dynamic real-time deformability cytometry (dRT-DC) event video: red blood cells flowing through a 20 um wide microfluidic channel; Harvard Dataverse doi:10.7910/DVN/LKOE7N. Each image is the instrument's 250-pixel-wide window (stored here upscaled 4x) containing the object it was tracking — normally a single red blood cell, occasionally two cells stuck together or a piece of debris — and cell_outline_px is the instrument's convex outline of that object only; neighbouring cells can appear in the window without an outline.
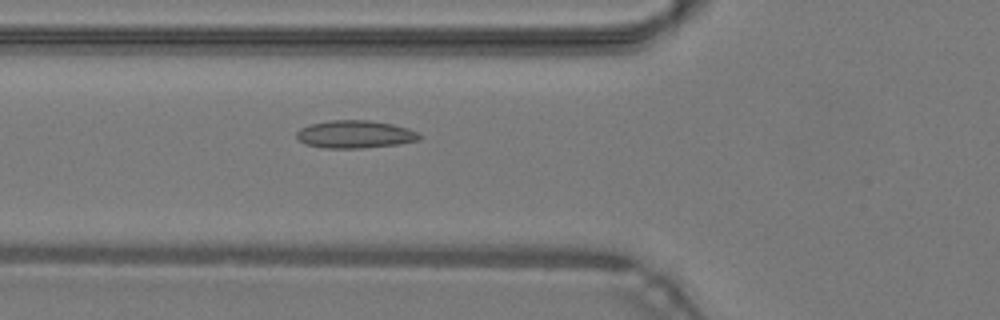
{"species": "common noctule bat (a hibernating species)", "species_latin": "Nyctalus noctula", "temperature_condition": "warm", "stored_images_in_passage": 48, "camera_frame_rate_fps": 3000, "um_per_image_px": 0.085, "animal": {"sex": "male", "body_mass_g": 19.2, "forearm_length_mm": 51.8}, "frame": {"image": 1, "passage_image": 18, "time_ms": 5.667, "image_size_px": [1000, 320], "cell_outline_px": [[424, 136], [420, 140], [396, 144], [360, 148], [324, 148], [304, 144], [296, 136], [296, 132], [300, 128], [312, 124], [328, 120], [368, 120], [392, 124], [408, 128], [420, 132]], "centroid_in_image_um": [30.21, 11.41], "position_along_channel_um": 95.6, "area_um2": 19.94}}
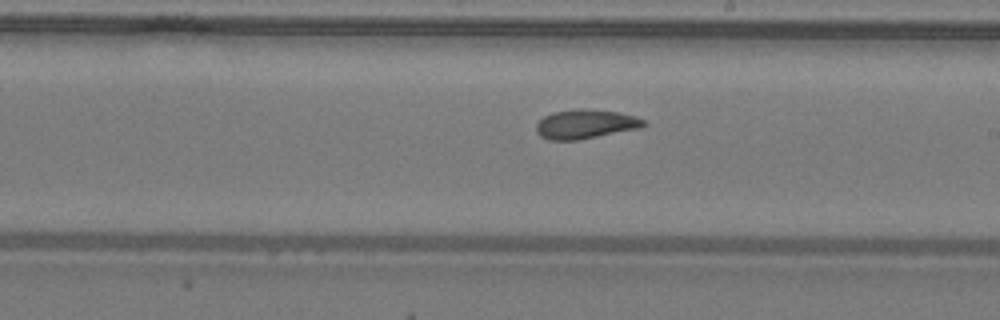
{"frame": {"image": 2, "passage_image": 28, "time_ms": 9.0, "image_size_px": [1000, 320], "cell_outline_px": [[648, 124], [640, 128], [576, 140], [548, 140], [540, 136], [536, 132], [536, 124], [544, 116], [552, 112], [580, 108], [584, 108], [616, 112], [636, 116], [644, 120]], "centroid_in_image_um": [49.75, 10.54], "position_along_channel_um": 239.3, "area_um2": 18.26}}
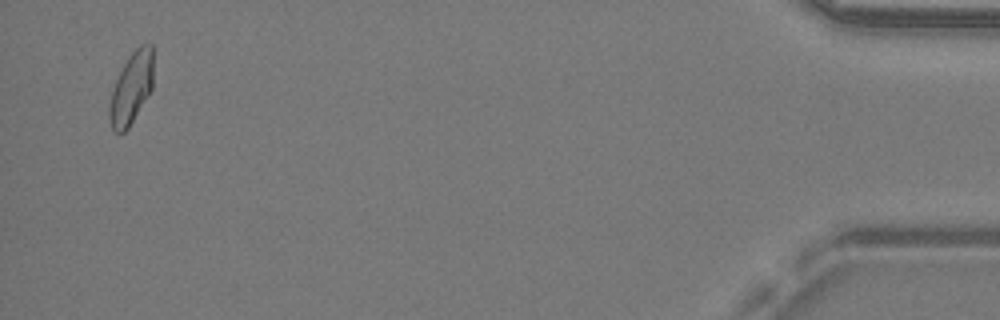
{"frame": {"image": 3, "passage_image": 47, "time_ms": 15.333, "image_size_px": [1000, 320], "cell_outline_px": [[152, 88], [128, 128], [124, 132], [112, 132], [108, 120], [108, 112], [112, 88], [128, 56], [140, 44], [152, 44]], "centroid_in_image_um": [11.13, 7.51], "position_along_channel_um": 424.1, "area_um2": 18.21}, "authors_computed_cell_mechanics": {"area_um2": 18.4382, "velocity_mm_per_s": 4.2949, "shape_relaxation_time_tau1_ms": null, "shape_relaxation_time_tau2_ms": 2.5981, "deformation_change_tau1": null, "deformation_change_tau2": 0.0636}}